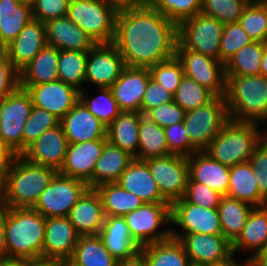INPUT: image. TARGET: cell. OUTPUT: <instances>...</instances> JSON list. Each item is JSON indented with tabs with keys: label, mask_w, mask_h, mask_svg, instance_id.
Segmentation results:
<instances>
[{
	"label": "cell",
	"mask_w": 267,
	"mask_h": 266,
	"mask_svg": "<svg viewBox=\"0 0 267 266\" xmlns=\"http://www.w3.org/2000/svg\"><path fill=\"white\" fill-rule=\"evenodd\" d=\"M164 131L171 154L189 157L196 152L190 144L183 122L165 127Z\"/></svg>",
	"instance_id": "obj_52"
},
{
	"label": "cell",
	"mask_w": 267,
	"mask_h": 266,
	"mask_svg": "<svg viewBox=\"0 0 267 266\" xmlns=\"http://www.w3.org/2000/svg\"><path fill=\"white\" fill-rule=\"evenodd\" d=\"M258 125L261 130L263 139H267V114Z\"/></svg>",
	"instance_id": "obj_66"
},
{
	"label": "cell",
	"mask_w": 267,
	"mask_h": 266,
	"mask_svg": "<svg viewBox=\"0 0 267 266\" xmlns=\"http://www.w3.org/2000/svg\"><path fill=\"white\" fill-rule=\"evenodd\" d=\"M210 266H254V265L251 259L245 257L240 259L237 255L233 254L228 259Z\"/></svg>",
	"instance_id": "obj_59"
},
{
	"label": "cell",
	"mask_w": 267,
	"mask_h": 266,
	"mask_svg": "<svg viewBox=\"0 0 267 266\" xmlns=\"http://www.w3.org/2000/svg\"><path fill=\"white\" fill-rule=\"evenodd\" d=\"M58 171L16 155L3 179L1 202L9 208H33Z\"/></svg>",
	"instance_id": "obj_2"
},
{
	"label": "cell",
	"mask_w": 267,
	"mask_h": 266,
	"mask_svg": "<svg viewBox=\"0 0 267 266\" xmlns=\"http://www.w3.org/2000/svg\"><path fill=\"white\" fill-rule=\"evenodd\" d=\"M115 259L98 235L80 236L68 266H116Z\"/></svg>",
	"instance_id": "obj_35"
},
{
	"label": "cell",
	"mask_w": 267,
	"mask_h": 266,
	"mask_svg": "<svg viewBox=\"0 0 267 266\" xmlns=\"http://www.w3.org/2000/svg\"><path fill=\"white\" fill-rule=\"evenodd\" d=\"M67 217L80 236L98 235L105 214L96 190L89 188L72 207Z\"/></svg>",
	"instance_id": "obj_27"
},
{
	"label": "cell",
	"mask_w": 267,
	"mask_h": 266,
	"mask_svg": "<svg viewBox=\"0 0 267 266\" xmlns=\"http://www.w3.org/2000/svg\"><path fill=\"white\" fill-rule=\"evenodd\" d=\"M117 183L145 203L167 202L159 191L145 161L134 159L122 172Z\"/></svg>",
	"instance_id": "obj_29"
},
{
	"label": "cell",
	"mask_w": 267,
	"mask_h": 266,
	"mask_svg": "<svg viewBox=\"0 0 267 266\" xmlns=\"http://www.w3.org/2000/svg\"><path fill=\"white\" fill-rule=\"evenodd\" d=\"M138 137V154L134 159L145 161L150 158L165 157L171 154L164 128L152 122L142 113Z\"/></svg>",
	"instance_id": "obj_37"
},
{
	"label": "cell",
	"mask_w": 267,
	"mask_h": 266,
	"mask_svg": "<svg viewBox=\"0 0 267 266\" xmlns=\"http://www.w3.org/2000/svg\"><path fill=\"white\" fill-rule=\"evenodd\" d=\"M79 237L68 217L46 218L42 259L66 263L72 257Z\"/></svg>",
	"instance_id": "obj_20"
},
{
	"label": "cell",
	"mask_w": 267,
	"mask_h": 266,
	"mask_svg": "<svg viewBox=\"0 0 267 266\" xmlns=\"http://www.w3.org/2000/svg\"><path fill=\"white\" fill-rule=\"evenodd\" d=\"M58 60L59 50L46 45L19 73V86L26 90L29 86L59 80Z\"/></svg>",
	"instance_id": "obj_30"
},
{
	"label": "cell",
	"mask_w": 267,
	"mask_h": 266,
	"mask_svg": "<svg viewBox=\"0 0 267 266\" xmlns=\"http://www.w3.org/2000/svg\"><path fill=\"white\" fill-rule=\"evenodd\" d=\"M259 74L267 78V44L264 47V54L261 60Z\"/></svg>",
	"instance_id": "obj_65"
},
{
	"label": "cell",
	"mask_w": 267,
	"mask_h": 266,
	"mask_svg": "<svg viewBox=\"0 0 267 266\" xmlns=\"http://www.w3.org/2000/svg\"><path fill=\"white\" fill-rule=\"evenodd\" d=\"M123 217L131 236L141 247L162 242L171 237L170 204L168 202L144 203Z\"/></svg>",
	"instance_id": "obj_7"
},
{
	"label": "cell",
	"mask_w": 267,
	"mask_h": 266,
	"mask_svg": "<svg viewBox=\"0 0 267 266\" xmlns=\"http://www.w3.org/2000/svg\"><path fill=\"white\" fill-rule=\"evenodd\" d=\"M224 195L212 190L203 183L193 181L190 177L183 198L191 204L200 205L205 208H218Z\"/></svg>",
	"instance_id": "obj_50"
},
{
	"label": "cell",
	"mask_w": 267,
	"mask_h": 266,
	"mask_svg": "<svg viewBox=\"0 0 267 266\" xmlns=\"http://www.w3.org/2000/svg\"><path fill=\"white\" fill-rule=\"evenodd\" d=\"M172 101L173 94L150 78L141 102V113L145 115L149 110Z\"/></svg>",
	"instance_id": "obj_55"
},
{
	"label": "cell",
	"mask_w": 267,
	"mask_h": 266,
	"mask_svg": "<svg viewBox=\"0 0 267 266\" xmlns=\"http://www.w3.org/2000/svg\"><path fill=\"white\" fill-rule=\"evenodd\" d=\"M94 89V95L93 92L91 94L92 89L84 88L79 91V100L97 119L108 127L122 111L115 101L110 88L100 87Z\"/></svg>",
	"instance_id": "obj_40"
},
{
	"label": "cell",
	"mask_w": 267,
	"mask_h": 266,
	"mask_svg": "<svg viewBox=\"0 0 267 266\" xmlns=\"http://www.w3.org/2000/svg\"><path fill=\"white\" fill-rule=\"evenodd\" d=\"M253 265L254 266H267V244H266L264 250L253 261Z\"/></svg>",
	"instance_id": "obj_64"
},
{
	"label": "cell",
	"mask_w": 267,
	"mask_h": 266,
	"mask_svg": "<svg viewBox=\"0 0 267 266\" xmlns=\"http://www.w3.org/2000/svg\"><path fill=\"white\" fill-rule=\"evenodd\" d=\"M69 143L107 139V127L79 100L60 120Z\"/></svg>",
	"instance_id": "obj_24"
},
{
	"label": "cell",
	"mask_w": 267,
	"mask_h": 266,
	"mask_svg": "<svg viewBox=\"0 0 267 266\" xmlns=\"http://www.w3.org/2000/svg\"><path fill=\"white\" fill-rule=\"evenodd\" d=\"M124 67V60L112 43H97L88 51L85 88H110Z\"/></svg>",
	"instance_id": "obj_16"
},
{
	"label": "cell",
	"mask_w": 267,
	"mask_h": 266,
	"mask_svg": "<svg viewBox=\"0 0 267 266\" xmlns=\"http://www.w3.org/2000/svg\"><path fill=\"white\" fill-rule=\"evenodd\" d=\"M188 266H206V265L190 263Z\"/></svg>",
	"instance_id": "obj_71"
},
{
	"label": "cell",
	"mask_w": 267,
	"mask_h": 266,
	"mask_svg": "<svg viewBox=\"0 0 267 266\" xmlns=\"http://www.w3.org/2000/svg\"><path fill=\"white\" fill-rule=\"evenodd\" d=\"M15 156L16 154L0 142V178L2 180L5 178Z\"/></svg>",
	"instance_id": "obj_57"
},
{
	"label": "cell",
	"mask_w": 267,
	"mask_h": 266,
	"mask_svg": "<svg viewBox=\"0 0 267 266\" xmlns=\"http://www.w3.org/2000/svg\"><path fill=\"white\" fill-rule=\"evenodd\" d=\"M267 43L253 41L239 49L226 63V75H259L264 47Z\"/></svg>",
	"instance_id": "obj_41"
},
{
	"label": "cell",
	"mask_w": 267,
	"mask_h": 266,
	"mask_svg": "<svg viewBox=\"0 0 267 266\" xmlns=\"http://www.w3.org/2000/svg\"><path fill=\"white\" fill-rule=\"evenodd\" d=\"M46 45L44 23L32 18L5 50L13 68L20 73Z\"/></svg>",
	"instance_id": "obj_22"
},
{
	"label": "cell",
	"mask_w": 267,
	"mask_h": 266,
	"mask_svg": "<svg viewBox=\"0 0 267 266\" xmlns=\"http://www.w3.org/2000/svg\"><path fill=\"white\" fill-rule=\"evenodd\" d=\"M226 196L247 202L253 207L267 205V200L258 190L249 161L230 167L229 188Z\"/></svg>",
	"instance_id": "obj_33"
},
{
	"label": "cell",
	"mask_w": 267,
	"mask_h": 266,
	"mask_svg": "<svg viewBox=\"0 0 267 266\" xmlns=\"http://www.w3.org/2000/svg\"><path fill=\"white\" fill-rule=\"evenodd\" d=\"M149 6L177 25L201 12V0H153Z\"/></svg>",
	"instance_id": "obj_45"
},
{
	"label": "cell",
	"mask_w": 267,
	"mask_h": 266,
	"mask_svg": "<svg viewBox=\"0 0 267 266\" xmlns=\"http://www.w3.org/2000/svg\"><path fill=\"white\" fill-rule=\"evenodd\" d=\"M262 139L257 123L229 119L204 152L215 161L231 167L248 162Z\"/></svg>",
	"instance_id": "obj_5"
},
{
	"label": "cell",
	"mask_w": 267,
	"mask_h": 266,
	"mask_svg": "<svg viewBox=\"0 0 267 266\" xmlns=\"http://www.w3.org/2000/svg\"><path fill=\"white\" fill-rule=\"evenodd\" d=\"M152 2L153 0H137V7L150 5Z\"/></svg>",
	"instance_id": "obj_67"
},
{
	"label": "cell",
	"mask_w": 267,
	"mask_h": 266,
	"mask_svg": "<svg viewBox=\"0 0 267 266\" xmlns=\"http://www.w3.org/2000/svg\"><path fill=\"white\" fill-rule=\"evenodd\" d=\"M27 266H62V262L47 259L31 260Z\"/></svg>",
	"instance_id": "obj_63"
},
{
	"label": "cell",
	"mask_w": 267,
	"mask_h": 266,
	"mask_svg": "<svg viewBox=\"0 0 267 266\" xmlns=\"http://www.w3.org/2000/svg\"><path fill=\"white\" fill-rule=\"evenodd\" d=\"M226 104L230 120L259 124L267 114V78L226 75Z\"/></svg>",
	"instance_id": "obj_4"
},
{
	"label": "cell",
	"mask_w": 267,
	"mask_h": 266,
	"mask_svg": "<svg viewBox=\"0 0 267 266\" xmlns=\"http://www.w3.org/2000/svg\"><path fill=\"white\" fill-rule=\"evenodd\" d=\"M118 9L106 0H70L67 17L93 41L112 43Z\"/></svg>",
	"instance_id": "obj_6"
},
{
	"label": "cell",
	"mask_w": 267,
	"mask_h": 266,
	"mask_svg": "<svg viewBox=\"0 0 267 266\" xmlns=\"http://www.w3.org/2000/svg\"><path fill=\"white\" fill-rule=\"evenodd\" d=\"M94 189L100 196L105 216H124L145 203L135 194L123 189L117 182L105 183Z\"/></svg>",
	"instance_id": "obj_36"
},
{
	"label": "cell",
	"mask_w": 267,
	"mask_h": 266,
	"mask_svg": "<svg viewBox=\"0 0 267 266\" xmlns=\"http://www.w3.org/2000/svg\"><path fill=\"white\" fill-rule=\"evenodd\" d=\"M133 160L128 152L107 141L94 166L93 189L105 183H116Z\"/></svg>",
	"instance_id": "obj_32"
},
{
	"label": "cell",
	"mask_w": 267,
	"mask_h": 266,
	"mask_svg": "<svg viewBox=\"0 0 267 266\" xmlns=\"http://www.w3.org/2000/svg\"><path fill=\"white\" fill-rule=\"evenodd\" d=\"M245 1H247L248 3H253V2H264L267 0H245Z\"/></svg>",
	"instance_id": "obj_69"
},
{
	"label": "cell",
	"mask_w": 267,
	"mask_h": 266,
	"mask_svg": "<svg viewBox=\"0 0 267 266\" xmlns=\"http://www.w3.org/2000/svg\"><path fill=\"white\" fill-rule=\"evenodd\" d=\"M32 108L30 94L20 86L0 100V142L16 155L23 152V126Z\"/></svg>",
	"instance_id": "obj_10"
},
{
	"label": "cell",
	"mask_w": 267,
	"mask_h": 266,
	"mask_svg": "<svg viewBox=\"0 0 267 266\" xmlns=\"http://www.w3.org/2000/svg\"><path fill=\"white\" fill-rule=\"evenodd\" d=\"M89 189L86 182L57 172L41 193L33 209L45 218L67 217Z\"/></svg>",
	"instance_id": "obj_11"
},
{
	"label": "cell",
	"mask_w": 267,
	"mask_h": 266,
	"mask_svg": "<svg viewBox=\"0 0 267 266\" xmlns=\"http://www.w3.org/2000/svg\"><path fill=\"white\" fill-rule=\"evenodd\" d=\"M260 194L267 200V139H262L249 159Z\"/></svg>",
	"instance_id": "obj_53"
},
{
	"label": "cell",
	"mask_w": 267,
	"mask_h": 266,
	"mask_svg": "<svg viewBox=\"0 0 267 266\" xmlns=\"http://www.w3.org/2000/svg\"><path fill=\"white\" fill-rule=\"evenodd\" d=\"M31 260L2 257L0 258V266H27Z\"/></svg>",
	"instance_id": "obj_61"
},
{
	"label": "cell",
	"mask_w": 267,
	"mask_h": 266,
	"mask_svg": "<svg viewBox=\"0 0 267 266\" xmlns=\"http://www.w3.org/2000/svg\"><path fill=\"white\" fill-rule=\"evenodd\" d=\"M267 244V205L253 207L238 238L232 243L233 254L254 261ZM243 253V254H242ZM246 254V255H245Z\"/></svg>",
	"instance_id": "obj_25"
},
{
	"label": "cell",
	"mask_w": 267,
	"mask_h": 266,
	"mask_svg": "<svg viewBox=\"0 0 267 266\" xmlns=\"http://www.w3.org/2000/svg\"><path fill=\"white\" fill-rule=\"evenodd\" d=\"M224 24L202 12L177 25L178 43L205 56L220 61V40Z\"/></svg>",
	"instance_id": "obj_9"
},
{
	"label": "cell",
	"mask_w": 267,
	"mask_h": 266,
	"mask_svg": "<svg viewBox=\"0 0 267 266\" xmlns=\"http://www.w3.org/2000/svg\"><path fill=\"white\" fill-rule=\"evenodd\" d=\"M171 233L223 234L217 208L188 203L184 198L170 205Z\"/></svg>",
	"instance_id": "obj_14"
},
{
	"label": "cell",
	"mask_w": 267,
	"mask_h": 266,
	"mask_svg": "<svg viewBox=\"0 0 267 266\" xmlns=\"http://www.w3.org/2000/svg\"><path fill=\"white\" fill-rule=\"evenodd\" d=\"M32 104L54 114L60 120L79 101V90L60 80L29 86Z\"/></svg>",
	"instance_id": "obj_18"
},
{
	"label": "cell",
	"mask_w": 267,
	"mask_h": 266,
	"mask_svg": "<svg viewBox=\"0 0 267 266\" xmlns=\"http://www.w3.org/2000/svg\"><path fill=\"white\" fill-rule=\"evenodd\" d=\"M186 111L174 101L164 103L157 108L149 110L145 116L160 127H168L183 122Z\"/></svg>",
	"instance_id": "obj_54"
},
{
	"label": "cell",
	"mask_w": 267,
	"mask_h": 266,
	"mask_svg": "<svg viewBox=\"0 0 267 266\" xmlns=\"http://www.w3.org/2000/svg\"><path fill=\"white\" fill-rule=\"evenodd\" d=\"M32 18L45 23L67 16L70 0H30Z\"/></svg>",
	"instance_id": "obj_51"
},
{
	"label": "cell",
	"mask_w": 267,
	"mask_h": 266,
	"mask_svg": "<svg viewBox=\"0 0 267 266\" xmlns=\"http://www.w3.org/2000/svg\"><path fill=\"white\" fill-rule=\"evenodd\" d=\"M31 19L30 0H0V43L10 44Z\"/></svg>",
	"instance_id": "obj_31"
},
{
	"label": "cell",
	"mask_w": 267,
	"mask_h": 266,
	"mask_svg": "<svg viewBox=\"0 0 267 266\" xmlns=\"http://www.w3.org/2000/svg\"><path fill=\"white\" fill-rule=\"evenodd\" d=\"M140 120V112L122 111L107 127V141L135 158L138 154Z\"/></svg>",
	"instance_id": "obj_34"
},
{
	"label": "cell",
	"mask_w": 267,
	"mask_h": 266,
	"mask_svg": "<svg viewBox=\"0 0 267 266\" xmlns=\"http://www.w3.org/2000/svg\"><path fill=\"white\" fill-rule=\"evenodd\" d=\"M151 79L162 85L168 92H176L182 77L184 69L181 61L174 56L173 58L157 63L148 68Z\"/></svg>",
	"instance_id": "obj_47"
},
{
	"label": "cell",
	"mask_w": 267,
	"mask_h": 266,
	"mask_svg": "<svg viewBox=\"0 0 267 266\" xmlns=\"http://www.w3.org/2000/svg\"><path fill=\"white\" fill-rule=\"evenodd\" d=\"M107 139L69 143L60 174L79 179L93 189V170Z\"/></svg>",
	"instance_id": "obj_19"
},
{
	"label": "cell",
	"mask_w": 267,
	"mask_h": 266,
	"mask_svg": "<svg viewBox=\"0 0 267 266\" xmlns=\"http://www.w3.org/2000/svg\"><path fill=\"white\" fill-rule=\"evenodd\" d=\"M229 120L225 96L185 113L183 124L191 146L204 151Z\"/></svg>",
	"instance_id": "obj_8"
},
{
	"label": "cell",
	"mask_w": 267,
	"mask_h": 266,
	"mask_svg": "<svg viewBox=\"0 0 267 266\" xmlns=\"http://www.w3.org/2000/svg\"><path fill=\"white\" fill-rule=\"evenodd\" d=\"M253 40L241 27L239 22L224 24L220 40V61L226 63L239 49L250 44Z\"/></svg>",
	"instance_id": "obj_49"
},
{
	"label": "cell",
	"mask_w": 267,
	"mask_h": 266,
	"mask_svg": "<svg viewBox=\"0 0 267 266\" xmlns=\"http://www.w3.org/2000/svg\"><path fill=\"white\" fill-rule=\"evenodd\" d=\"M88 52L59 51L58 78L65 84L81 91L85 88L86 62Z\"/></svg>",
	"instance_id": "obj_42"
},
{
	"label": "cell",
	"mask_w": 267,
	"mask_h": 266,
	"mask_svg": "<svg viewBox=\"0 0 267 266\" xmlns=\"http://www.w3.org/2000/svg\"><path fill=\"white\" fill-rule=\"evenodd\" d=\"M217 209L223 235L233 243L242 232L253 206L225 195Z\"/></svg>",
	"instance_id": "obj_38"
},
{
	"label": "cell",
	"mask_w": 267,
	"mask_h": 266,
	"mask_svg": "<svg viewBox=\"0 0 267 266\" xmlns=\"http://www.w3.org/2000/svg\"><path fill=\"white\" fill-rule=\"evenodd\" d=\"M177 24L149 5L119 9L112 44L125 66L149 68L176 56Z\"/></svg>",
	"instance_id": "obj_1"
},
{
	"label": "cell",
	"mask_w": 267,
	"mask_h": 266,
	"mask_svg": "<svg viewBox=\"0 0 267 266\" xmlns=\"http://www.w3.org/2000/svg\"><path fill=\"white\" fill-rule=\"evenodd\" d=\"M19 86V73L13 68L6 50L0 54V100Z\"/></svg>",
	"instance_id": "obj_56"
},
{
	"label": "cell",
	"mask_w": 267,
	"mask_h": 266,
	"mask_svg": "<svg viewBox=\"0 0 267 266\" xmlns=\"http://www.w3.org/2000/svg\"><path fill=\"white\" fill-rule=\"evenodd\" d=\"M140 253L148 266H188L190 264L182 244L172 237L162 242L144 245Z\"/></svg>",
	"instance_id": "obj_39"
},
{
	"label": "cell",
	"mask_w": 267,
	"mask_h": 266,
	"mask_svg": "<svg viewBox=\"0 0 267 266\" xmlns=\"http://www.w3.org/2000/svg\"><path fill=\"white\" fill-rule=\"evenodd\" d=\"M238 22L253 41L267 43V1L248 3Z\"/></svg>",
	"instance_id": "obj_44"
},
{
	"label": "cell",
	"mask_w": 267,
	"mask_h": 266,
	"mask_svg": "<svg viewBox=\"0 0 267 266\" xmlns=\"http://www.w3.org/2000/svg\"><path fill=\"white\" fill-rule=\"evenodd\" d=\"M247 4L245 0H201V12L223 24L238 22Z\"/></svg>",
	"instance_id": "obj_46"
},
{
	"label": "cell",
	"mask_w": 267,
	"mask_h": 266,
	"mask_svg": "<svg viewBox=\"0 0 267 266\" xmlns=\"http://www.w3.org/2000/svg\"><path fill=\"white\" fill-rule=\"evenodd\" d=\"M176 56L181 61L184 75L212 92L216 97L226 94L225 64L190 49L183 48L178 42Z\"/></svg>",
	"instance_id": "obj_13"
},
{
	"label": "cell",
	"mask_w": 267,
	"mask_h": 266,
	"mask_svg": "<svg viewBox=\"0 0 267 266\" xmlns=\"http://www.w3.org/2000/svg\"><path fill=\"white\" fill-rule=\"evenodd\" d=\"M189 177L196 182L209 186L222 195L229 188L230 167L215 161L204 151H196L187 157Z\"/></svg>",
	"instance_id": "obj_28"
},
{
	"label": "cell",
	"mask_w": 267,
	"mask_h": 266,
	"mask_svg": "<svg viewBox=\"0 0 267 266\" xmlns=\"http://www.w3.org/2000/svg\"><path fill=\"white\" fill-rule=\"evenodd\" d=\"M46 218L33 208H9L5 225L6 257L42 259Z\"/></svg>",
	"instance_id": "obj_3"
},
{
	"label": "cell",
	"mask_w": 267,
	"mask_h": 266,
	"mask_svg": "<svg viewBox=\"0 0 267 266\" xmlns=\"http://www.w3.org/2000/svg\"><path fill=\"white\" fill-rule=\"evenodd\" d=\"M60 125V119L50 112L33 106L23 126V151L44 131Z\"/></svg>",
	"instance_id": "obj_48"
},
{
	"label": "cell",
	"mask_w": 267,
	"mask_h": 266,
	"mask_svg": "<svg viewBox=\"0 0 267 266\" xmlns=\"http://www.w3.org/2000/svg\"><path fill=\"white\" fill-rule=\"evenodd\" d=\"M5 50V47L0 43V54Z\"/></svg>",
	"instance_id": "obj_70"
},
{
	"label": "cell",
	"mask_w": 267,
	"mask_h": 266,
	"mask_svg": "<svg viewBox=\"0 0 267 266\" xmlns=\"http://www.w3.org/2000/svg\"><path fill=\"white\" fill-rule=\"evenodd\" d=\"M161 196L171 205L183 198L189 179L187 157L170 154L145 160Z\"/></svg>",
	"instance_id": "obj_12"
},
{
	"label": "cell",
	"mask_w": 267,
	"mask_h": 266,
	"mask_svg": "<svg viewBox=\"0 0 267 266\" xmlns=\"http://www.w3.org/2000/svg\"><path fill=\"white\" fill-rule=\"evenodd\" d=\"M118 10L123 8L137 7V0H106Z\"/></svg>",
	"instance_id": "obj_62"
},
{
	"label": "cell",
	"mask_w": 267,
	"mask_h": 266,
	"mask_svg": "<svg viewBox=\"0 0 267 266\" xmlns=\"http://www.w3.org/2000/svg\"><path fill=\"white\" fill-rule=\"evenodd\" d=\"M116 266H148L144 256L139 252L135 257L119 260Z\"/></svg>",
	"instance_id": "obj_60"
},
{
	"label": "cell",
	"mask_w": 267,
	"mask_h": 266,
	"mask_svg": "<svg viewBox=\"0 0 267 266\" xmlns=\"http://www.w3.org/2000/svg\"><path fill=\"white\" fill-rule=\"evenodd\" d=\"M8 207L0 201V258L6 257L5 225Z\"/></svg>",
	"instance_id": "obj_58"
},
{
	"label": "cell",
	"mask_w": 267,
	"mask_h": 266,
	"mask_svg": "<svg viewBox=\"0 0 267 266\" xmlns=\"http://www.w3.org/2000/svg\"><path fill=\"white\" fill-rule=\"evenodd\" d=\"M183 246L190 263L210 266L233 255L232 243L223 234L171 233Z\"/></svg>",
	"instance_id": "obj_15"
},
{
	"label": "cell",
	"mask_w": 267,
	"mask_h": 266,
	"mask_svg": "<svg viewBox=\"0 0 267 266\" xmlns=\"http://www.w3.org/2000/svg\"><path fill=\"white\" fill-rule=\"evenodd\" d=\"M150 78L148 68L131 66L123 68L120 77L110 87L121 111L141 113V102Z\"/></svg>",
	"instance_id": "obj_21"
},
{
	"label": "cell",
	"mask_w": 267,
	"mask_h": 266,
	"mask_svg": "<svg viewBox=\"0 0 267 266\" xmlns=\"http://www.w3.org/2000/svg\"><path fill=\"white\" fill-rule=\"evenodd\" d=\"M215 97L205 87L184 75L173 95V101L187 112L206 105Z\"/></svg>",
	"instance_id": "obj_43"
},
{
	"label": "cell",
	"mask_w": 267,
	"mask_h": 266,
	"mask_svg": "<svg viewBox=\"0 0 267 266\" xmlns=\"http://www.w3.org/2000/svg\"><path fill=\"white\" fill-rule=\"evenodd\" d=\"M3 196V180L0 178V201Z\"/></svg>",
	"instance_id": "obj_68"
},
{
	"label": "cell",
	"mask_w": 267,
	"mask_h": 266,
	"mask_svg": "<svg viewBox=\"0 0 267 266\" xmlns=\"http://www.w3.org/2000/svg\"><path fill=\"white\" fill-rule=\"evenodd\" d=\"M68 144L60 124L44 131L20 156L30 163L52 167L59 171L64 164Z\"/></svg>",
	"instance_id": "obj_17"
},
{
	"label": "cell",
	"mask_w": 267,
	"mask_h": 266,
	"mask_svg": "<svg viewBox=\"0 0 267 266\" xmlns=\"http://www.w3.org/2000/svg\"><path fill=\"white\" fill-rule=\"evenodd\" d=\"M98 236L118 261L135 257L141 246L133 239L123 216H105Z\"/></svg>",
	"instance_id": "obj_26"
},
{
	"label": "cell",
	"mask_w": 267,
	"mask_h": 266,
	"mask_svg": "<svg viewBox=\"0 0 267 266\" xmlns=\"http://www.w3.org/2000/svg\"><path fill=\"white\" fill-rule=\"evenodd\" d=\"M46 44L59 51H90L96 42L67 16L44 23Z\"/></svg>",
	"instance_id": "obj_23"
}]
</instances>
